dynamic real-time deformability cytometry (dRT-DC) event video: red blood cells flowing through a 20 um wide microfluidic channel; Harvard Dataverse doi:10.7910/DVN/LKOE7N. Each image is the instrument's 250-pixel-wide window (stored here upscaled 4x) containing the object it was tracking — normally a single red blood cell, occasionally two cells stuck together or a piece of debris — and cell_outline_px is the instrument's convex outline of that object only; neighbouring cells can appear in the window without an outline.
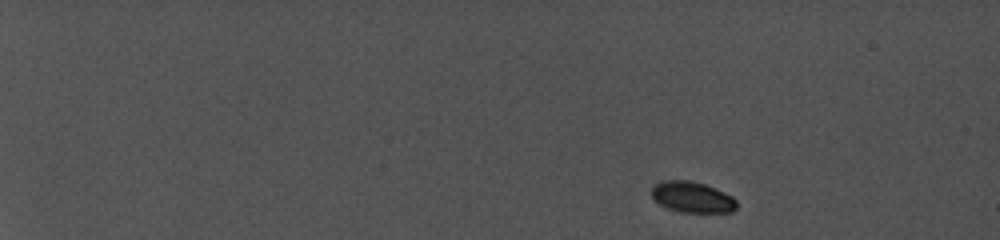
{"species": "common noctule bat (a hibernating species)", "species_latin": "Nyctalus noctula", "temperature_condition": "cold", "stored_images_in_passage": 10, "camera_frame_rate_fps": 5000, "um_per_image_px": 0.085, "animal": {"sex": "female", "body_mass_g": 19.0, "forearm_length_mm": 56.7}, "frame": {"image": 1, "passage_image": 1, "time_ms": 0.0, "image_size_px": [1000, 240], "cell_outline_px": [[736, 208], [732, 212], [680, 212], [668, 208], [660, 204], [652, 196], [652, 188], [660, 180], [688, 180], [704, 184], [724, 192], [732, 196], [736, 200]], "centroid_in_image_um": [58.84, 16.75], "position_along_channel_um": 26.2, "area_um2": 15.2}}
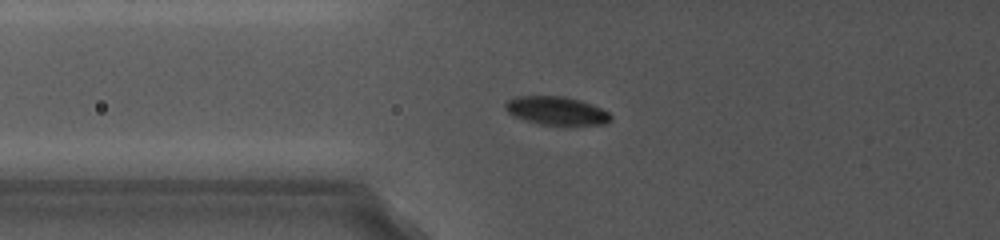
{"frame": {"image": 2, "passage_image": 9, "time_ms": 6.0, "image_size_px": [1000, 240], "cell_outline_px": [[612, 120], [608, 124], [568, 128], [560, 128], [540, 124], [524, 120], [512, 116], [504, 108], [504, 104], [508, 100], [516, 96], [560, 96], [580, 100], [592, 104], [608, 112], [612, 116]], "centroid_in_image_um": [47.35, 9.48], "position_along_channel_um": 78.5, "area_um2": 18.44}}
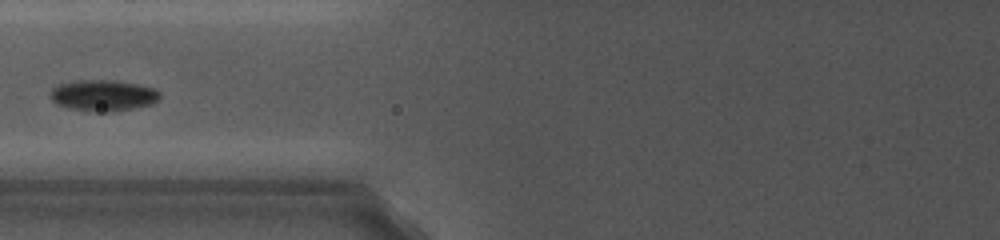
{"frame": {"image": 3, "passage_image": 10, "time_ms": 7.2, "image_size_px": [1000, 240], "cell_outline_px": [[160, 96], [152, 104], [112, 112], [96, 112], [68, 108], [56, 104], [52, 100], [52, 92], [56, 88], [64, 84], [128, 84], [152, 88], [160, 92]], "centroid_in_image_um": [8.82, 8.23], "position_along_channel_um": 117.0, "area_um2": 17.8}}